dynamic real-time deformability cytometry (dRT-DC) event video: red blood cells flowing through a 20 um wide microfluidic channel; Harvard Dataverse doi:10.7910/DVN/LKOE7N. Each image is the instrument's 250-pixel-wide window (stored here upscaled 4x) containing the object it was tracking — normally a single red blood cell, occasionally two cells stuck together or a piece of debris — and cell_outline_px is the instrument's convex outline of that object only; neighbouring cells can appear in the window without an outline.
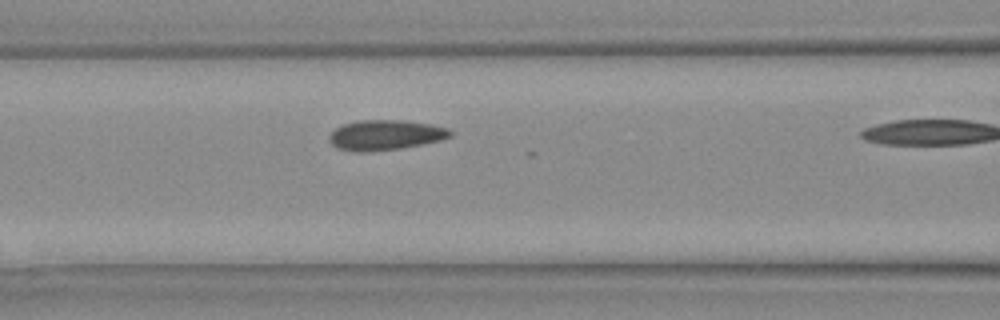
{"species": "Egyptian fruit bat (a non-hibernating species)", "species_latin": "Rousettus aegyptiacus", "temperature_condition": "warm", "stored_images_in_passage": 9, "camera_frame_rate_fps": 3000, "um_per_image_px": 0.085, "animal": {"sex": "female"}, "frame": {"image": 1, "passage_image": 8, "time_ms": 2.333, "image_size_px": [1000, 320], "cell_outline_px": [[452, 136], [440, 140], [400, 148], [368, 152], [356, 152], [336, 148], [328, 140], [328, 136], [336, 128], [344, 124], [356, 120], [404, 120], [432, 124], [448, 128], [452, 132]], "centroid_in_image_um": [32.73, 11.47], "position_along_channel_um": 133.9, "area_um2": 21.33}}